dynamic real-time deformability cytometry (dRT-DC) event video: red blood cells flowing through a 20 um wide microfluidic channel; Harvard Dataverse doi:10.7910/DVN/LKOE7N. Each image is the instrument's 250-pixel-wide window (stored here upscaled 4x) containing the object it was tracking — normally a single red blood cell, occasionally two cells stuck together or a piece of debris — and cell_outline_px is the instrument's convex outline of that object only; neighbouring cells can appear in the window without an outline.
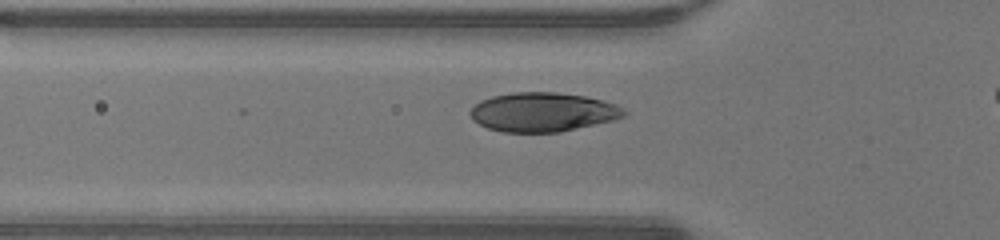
{"species": "human", "species_latin": "Homo sapiens", "temperature_condition": "warm", "stored_images_in_passage": 35, "camera_frame_rate_fps": 3000, "um_per_image_px": 0.085, "donor": {"sex": "male"}, "frame": {"image": 1, "passage_image": 9, "time_ms": 2.667, "image_size_px": [1000, 240], "cell_outline_px": [[628, 112], [624, 116], [612, 120], [560, 132], [504, 132], [488, 128], [472, 120], [468, 112], [480, 100], [492, 96], [512, 92], [556, 92], [584, 96], [616, 104]], "centroid_in_image_um": [46.1, 9.52], "position_along_channel_um": 79.7, "area_um2": 34.97}}
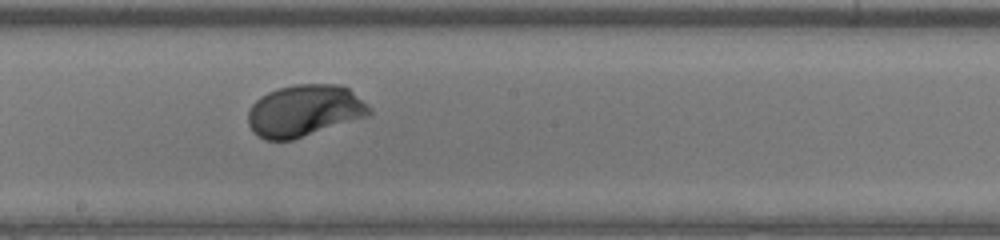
{"frame": {"image": 2, "passage_image": 19, "time_ms": 6.0, "image_size_px": [1000, 240], "cell_outline_px": [[372, 112], [368, 116], [292, 140], [264, 140], [252, 132], [248, 124], [248, 112], [252, 104], [260, 96], [268, 92], [280, 88], [296, 84], [340, 84], [348, 88], [368, 104], [372, 108]], "centroid_in_image_um": [25.87, 9.41], "position_along_channel_um": 222.3, "area_um2": 36.7}}
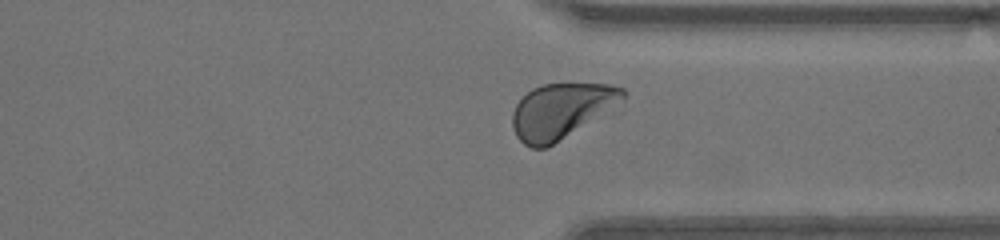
{"frame": {"image": 3, "passage_image": 29, "time_ms": 9.333, "image_size_px": [1000, 240], "cell_outline_px": [[624, 112], [544, 148], [532, 148], [524, 144], [516, 136], [512, 128], [512, 112], [516, 104], [532, 88], [544, 84], [612, 84], [624, 88]], "centroid_in_image_um": [47.93, 9.47], "position_along_channel_um": 363.5, "area_um2": 37.92}, "authors_computed_cell_mechanics": {"area_um2": 35.9516, "velocity_mm_per_s": 4.2594, "shape_relaxation_time_tau1_ms": 1.5274, "shape_relaxation_time_tau2_ms": null, "deformation_change_tau1": 0.1397, "deformation_change_tau2": null}}